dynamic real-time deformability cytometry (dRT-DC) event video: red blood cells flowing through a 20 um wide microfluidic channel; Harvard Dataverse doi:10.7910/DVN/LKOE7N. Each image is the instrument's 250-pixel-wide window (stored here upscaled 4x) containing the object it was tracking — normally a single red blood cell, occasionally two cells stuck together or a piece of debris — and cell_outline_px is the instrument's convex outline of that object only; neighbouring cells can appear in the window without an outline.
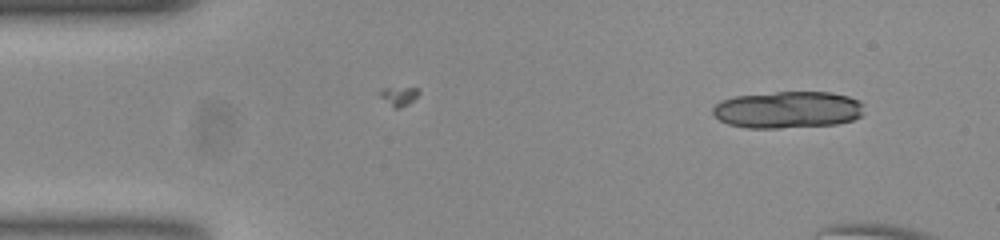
{"species": "common noctule bat (a hibernating species)", "species_latin": "Nyctalus noctula", "temperature_condition": "room temperature", "stored_images_in_passage": 3, "camera_frame_rate_fps": 3000, "um_per_image_px": 0.085, "animal": {"sex": "female", "body_mass_g": 23.0, "forearm_length_mm": 53.4}, "frame": {"image": 1, "passage_image": 1, "time_ms": 0.0, "image_size_px": [1000, 240], "cell_outline_px": [[864, 104], [860, 116], [852, 120], [836, 124], [780, 128], [748, 128], [728, 124], [720, 120], [712, 112], [712, 108], [720, 100], [736, 96], [776, 92], [832, 92], [848, 96], [860, 100]], "centroid_in_image_um": [66.96, 9.32], "position_along_channel_um": 18.0, "area_um2": 32.6}}